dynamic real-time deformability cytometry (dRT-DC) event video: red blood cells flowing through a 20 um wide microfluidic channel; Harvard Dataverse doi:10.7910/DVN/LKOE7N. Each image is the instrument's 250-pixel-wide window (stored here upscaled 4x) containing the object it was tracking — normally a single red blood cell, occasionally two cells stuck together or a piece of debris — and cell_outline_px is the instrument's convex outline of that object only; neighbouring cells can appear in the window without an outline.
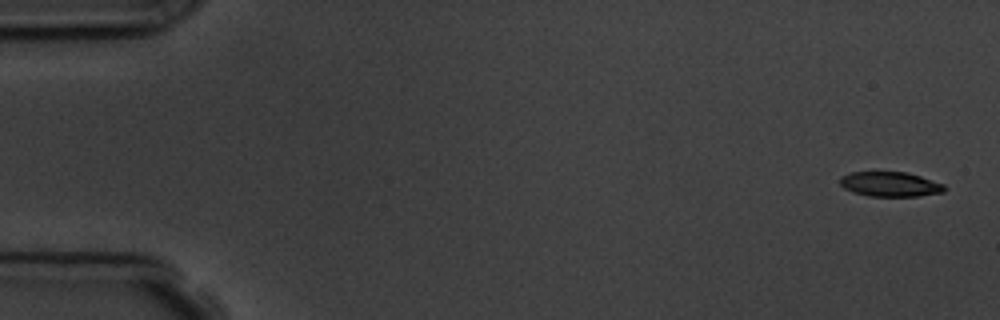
{"species": "common noctule bat (a hibernating species)", "species_latin": "Nyctalus noctula", "temperature_condition": "room temperature", "stored_images_in_passage": 5, "camera_frame_rate_fps": 3000, "um_per_image_px": 0.085, "animal": {"sex": "male", "body_mass_g": 19.5, "forearm_length_mm": 54.6}, "frame": {"image": 1, "passage_image": 1, "time_ms": 0.0, "image_size_px": [1000, 320], "cell_outline_px": [[944, 192], [920, 196], [868, 196], [852, 192], [844, 188], [840, 184], [840, 176], [852, 172], [908, 172], [944, 184]], "centroid_in_image_um": [75.64, 15.66], "position_along_channel_um": 9.4, "area_um2": 15.09}}
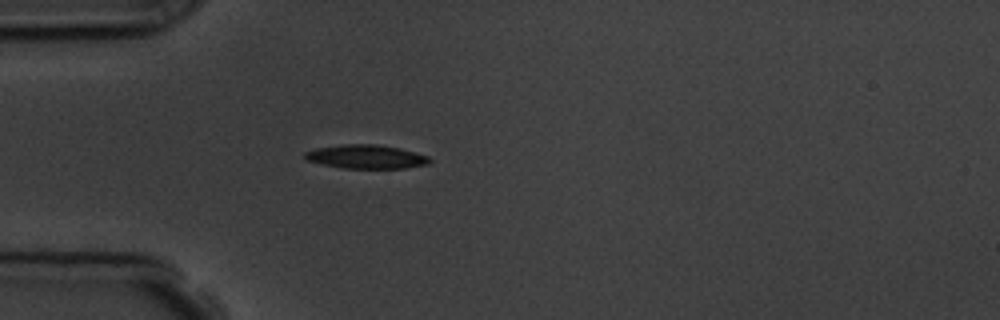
{"frame": {"image": 2, "passage_image": 5, "time_ms": 4.667, "image_size_px": [1000, 320], "cell_outline_px": [[432, 160], [428, 164], [404, 168], [344, 168], [320, 164], [304, 160], [304, 152], [316, 148], [340, 144], [376, 144], [400, 148], [428, 156]], "centroid_in_image_um": [31.08, 13.32], "position_along_channel_um": 53.9, "area_um2": 17.4}}